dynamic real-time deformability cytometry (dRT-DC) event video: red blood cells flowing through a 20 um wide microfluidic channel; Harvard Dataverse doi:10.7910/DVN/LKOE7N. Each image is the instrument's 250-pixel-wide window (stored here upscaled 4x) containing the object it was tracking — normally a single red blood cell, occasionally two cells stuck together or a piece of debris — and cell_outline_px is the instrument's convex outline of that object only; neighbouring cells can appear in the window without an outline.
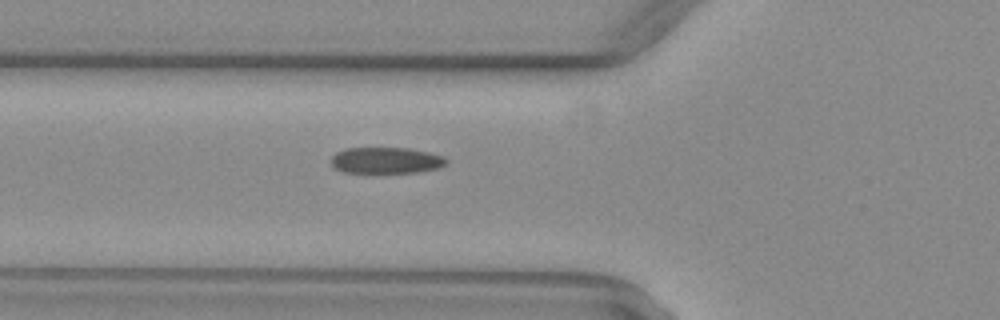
{"species": "common noctule bat (a hibernating species)", "species_latin": "Nyctalus noctula", "temperature_condition": "warm", "stored_images_in_passage": 37, "camera_frame_rate_fps": 3000, "um_per_image_px": 0.085, "animal": {"sex": "female", "body_mass_g": 29.2, "forearm_length_mm": 56.3}, "frame": {"image": 1, "passage_image": 5, "time_ms": 1.333, "image_size_px": [1000, 320], "cell_outline_px": [[448, 164], [436, 168], [416, 172], [344, 172], [336, 168], [332, 164], [332, 156], [336, 152], [348, 148], [408, 148], [428, 152], [444, 156], [448, 160]], "centroid_in_image_um": [32.84, 13.62], "position_along_channel_um": 93.0, "area_um2": 17.4}}
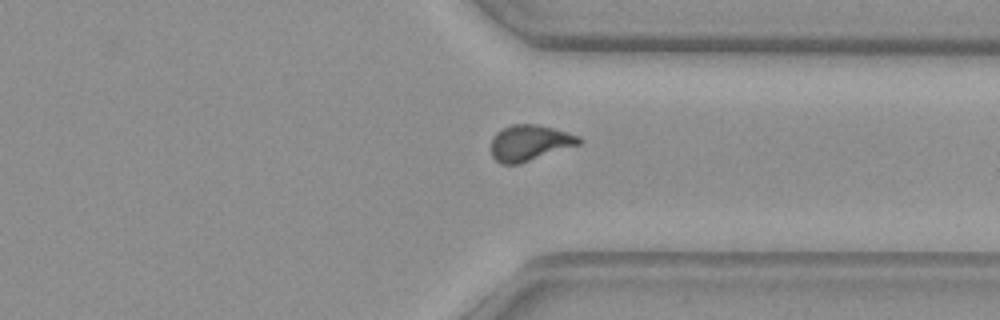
{"frame": {"image": 2, "passage_image": 25, "time_ms": 8.0, "image_size_px": [1000, 320], "cell_outline_px": [[584, 140], [580, 144], [520, 164], [500, 164], [492, 156], [492, 136], [500, 128], [512, 124], [536, 124], [552, 128], [580, 136]], "centroid_in_image_um": [45.01, 12.14], "position_along_channel_um": 366.4, "area_um2": 18.5}}
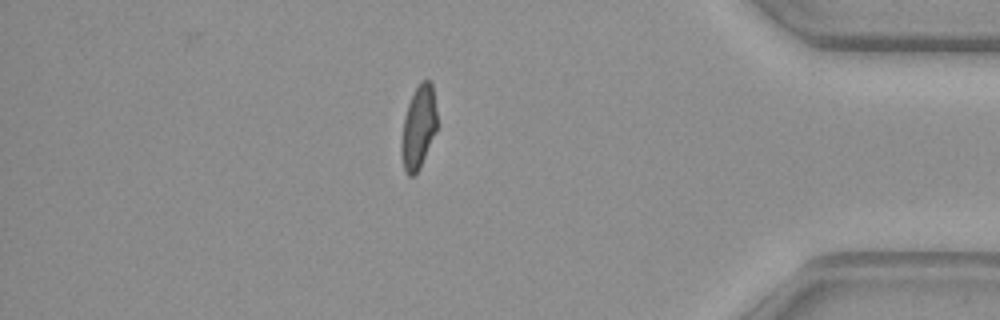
{"frame": {"image": 3, "passage_image": 30, "time_ms": 9.667, "image_size_px": [1000, 320], "cell_outline_px": [[436, 128], [420, 168], [412, 176], [408, 176], [404, 172], [400, 152], [400, 144], [404, 116], [408, 104], [420, 80], [428, 80], [432, 84], [436, 112]], "centroid_in_image_um": [35.53, 10.84], "position_along_channel_um": 399.7, "area_um2": 17.11}}